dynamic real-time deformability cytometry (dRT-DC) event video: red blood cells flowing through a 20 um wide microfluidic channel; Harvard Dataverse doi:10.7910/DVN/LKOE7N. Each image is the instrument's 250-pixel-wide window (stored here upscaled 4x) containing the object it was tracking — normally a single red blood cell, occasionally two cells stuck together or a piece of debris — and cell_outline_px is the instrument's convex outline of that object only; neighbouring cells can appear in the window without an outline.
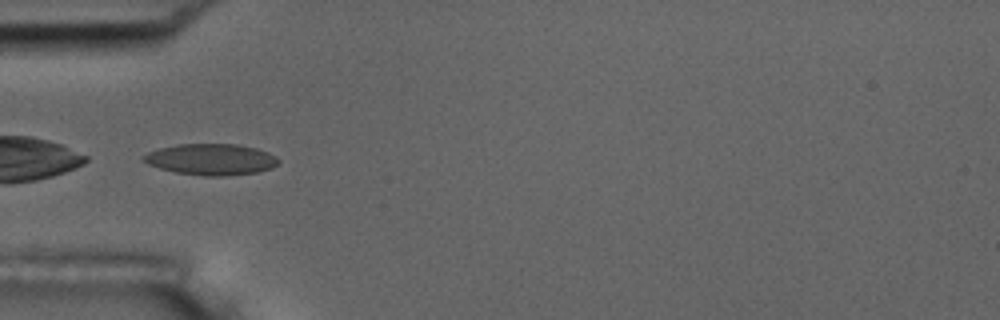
{"species": "common noctule bat (a hibernating species)", "species_latin": "Nyctalus noctula", "temperature_condition": "room temperature", "stored_images_in_passage": 38, "camera_frame_rate_fps": 3000, "um_per_image_px": 0.085, "animal": {"sex": "male", "body_mass_g": 17.5, "forearm_length_mm": 52.3}, "frame": {"image": 1, "passage_image": 1, "time_ms": 0.0, "image_size_px": [1000, 320], "cell_outline_px": [[280, 160], [272, 168], [256, 172], [224, 176], [204, 176], [176, 172], [160, 168], [148, 164], [140, 160], [140, 156], [148, 152], [160, 148], [176, 144], [236, 144], [256, 148], [268, 152], [276, 156]], "centroid_in_image_um": [17.91, 13.54], "position_along_channel_um": 67.1, "area_um2": 24.62}, "authors_computed_cell_mechanics": {"area_um2": 22.7732, "velocity_mm_per_s": 3.6055, "shape_relaxation_time_tau1_ms": 3.1869, "shape_relaxation_time_tau2_ms": 1.0409, "deformation_change_tau1": 0.1304, "deformation_change_tau2": 0.0626}}